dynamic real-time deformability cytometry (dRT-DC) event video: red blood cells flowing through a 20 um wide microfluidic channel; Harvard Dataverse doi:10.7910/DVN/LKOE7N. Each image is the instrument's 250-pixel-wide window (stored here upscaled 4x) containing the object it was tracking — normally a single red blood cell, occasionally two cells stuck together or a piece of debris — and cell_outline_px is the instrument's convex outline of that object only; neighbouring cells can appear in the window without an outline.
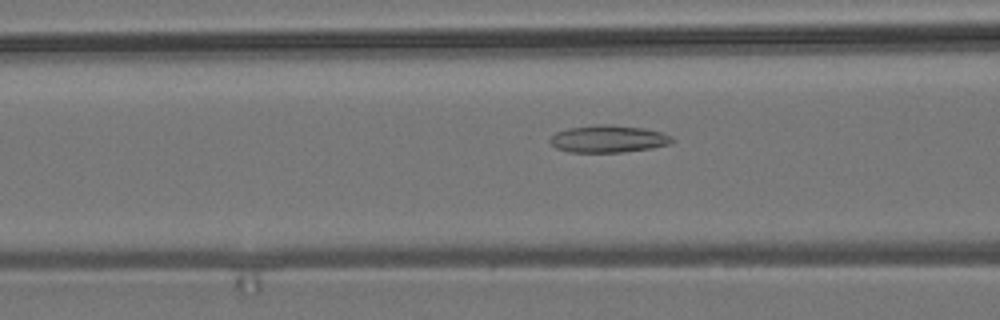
{"species": "common noctule bat (a hibernating species)", "species_latin": "Nyctalus noctula", "temperature_condition": "room temperature", "stored_images_in_passage": 50, "camera_frame_rate_fps": 3000, "um_per_image_px": 0.085, "animal": {"sex": "male", "body_mass_g": 19.2, "forearm_length_mm": 51.8}, "frame": {"image": 1, "passage_image": 17, "time_ms": 5.333, "image_size_px": [1000, 320], "cell_outline_px": [[676, 140], [668, 144], [652, 148], [620, 152], [568, 152], [556, 148], [548, 140], [556, 132], [568, 128], [596, 124], [612, 124], [644, 128], [660, 132], [672, 136]], "centroid_in_image_um": [51.7, 11.8], "position_along_channel_um": 114.9, "area_um2": 19.48}}
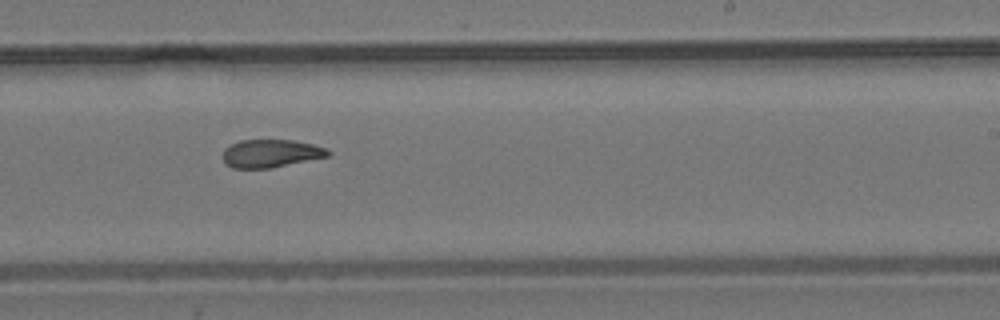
{"frame": {"image": 2, "passage_image": 29, "time_ms": 9.333, "image_size_px": [1000, 320], "cell_outline_px": [[332, 152], [328, 156], [272, 168], [232, 168], [224, 160], [224, 148], [240, 140], [296, 140], [328, 148]], "centroid_in_image_um": [23.06, 13.03], "position_along_channel_um": 265.9, "area_um2": 17.11}}
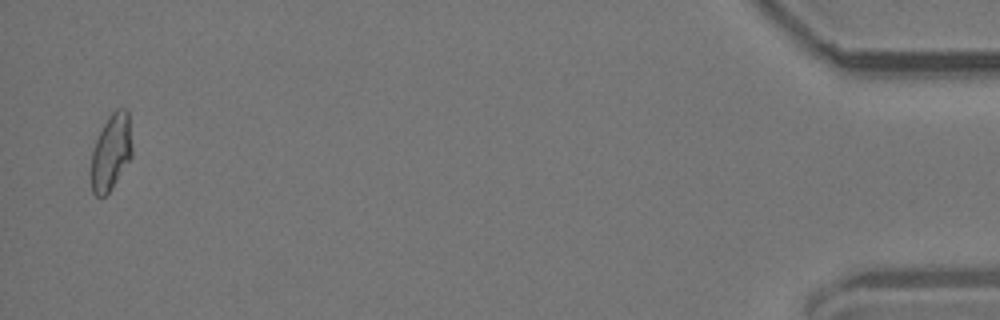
{"frame": {"image": 3, "passage_image": 49, "time_ms": 16.0, "image_size_px": [1000, 320], "cell_outline_px": [[132, 156], [112, 188], [104, 196], [96, 196], [92, 192], [88, 172], [92, 152], [96, 140], [108, 116], [116, 108], [128, 108], [132, 148]], "centroid_in_image_um": [9.41, 12.95], "position_along_channel_um": 425.8, "area_um2": 18.61}, "authors_computed_cell_mechanics": {"area_um2": 18.4093, "velocity_mm_per_s": 3.7812, "shape_relaxation_time_tau1_ms": null, "shape_relaxation_time_tau2_ms": 3.3041, "deformation_change_tau1": null, "deformation_change_tau2": 0.0985}}